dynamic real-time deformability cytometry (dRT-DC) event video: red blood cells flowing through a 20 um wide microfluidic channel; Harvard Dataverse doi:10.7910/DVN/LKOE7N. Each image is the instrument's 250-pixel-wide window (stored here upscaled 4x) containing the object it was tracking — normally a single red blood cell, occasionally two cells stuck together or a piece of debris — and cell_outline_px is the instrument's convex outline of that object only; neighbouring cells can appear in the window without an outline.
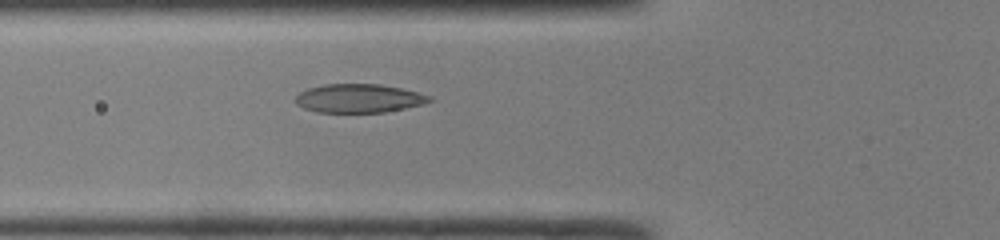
{"species": "common noctule bat (a hibernating species)", "species_latin": "Nyctalus noctula", "temperature_condition": "room temperature", "stored_images_in_passage": 42, "camera_frame_rate_fps": 3000, "um_per_image_px": 0.085, "animal": {"sex": "male", "body_mass_g": 19.0, "forearm_length_mm": 50.8}, "frame": {"image": 1, "passage_image": 12, "time_ms": 3.667, "image_size_px": [1000, 240], "cell_outline_px": [[432, 100], [424, 104], [384, 112], [316, 112], [304, 108], [296, 104], [296, 96], [300, 92], [308, 88], [324, 84], [380, 84], [400, 88], [416, 92], [428, 96]], "centroid_in_image_um": [30.46, 8.36], "position_along_channel_um": 95.3, "area_um2": 22.14}}
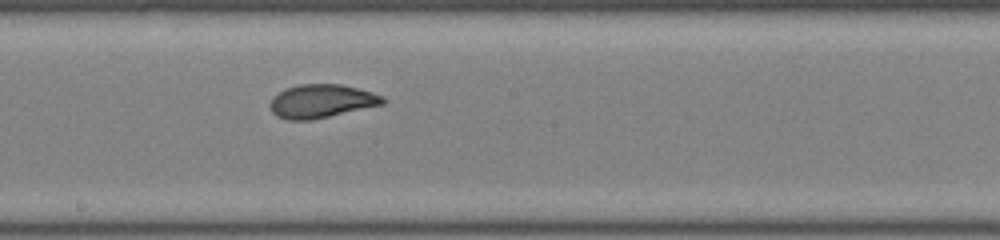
{"frame": {"image": 2, "passage_image": 21, "time_ms": 6.667, "image_size_px": [1000, 240], "cell_outline_px": [[388, 100], [384, 104], [312, 120], [288, 120], [276, 116], [272, 112], [272, 96], [284, 88], [300, 84], [340, 84], [372, 92], [384, 96]], "centroid_in_image_um": [27.34, 8.59], "position_along_channel_um": 220.9, "area_um2": 22.02}}
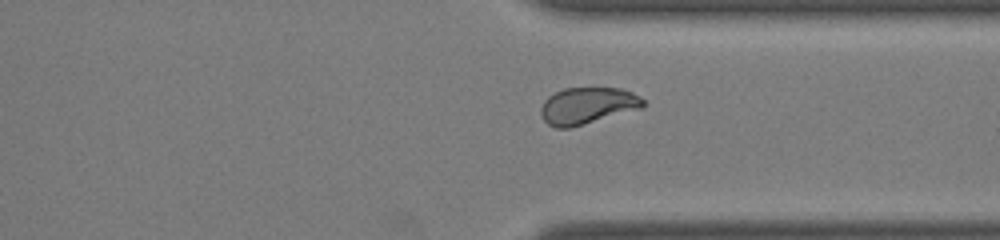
{"frame": {"image": 3, "passage_image": 31, "time_ms": 10.0, "image_size_px": [1000, 240], "cell_outline_px": [[644, 104], [640, 108], [568, 128], [556, 128], [548, 124], [540, 116], [540, 108], [544, 100], [548, 96], [564, 88], [620, 88], [632, 92], [640, 96], [644, 100]], "centroid_in_image_um": [49.88, 8.97], "position_along_channel_um": 361.5, "area_um2": 21.62}, "authors_computed_cell_mechanics": {"area_um2": 22.3975, "velocity_mm_per_s": 4.1938, "shape_relaxation_time_tau1_ms": 4.1077, "shape_relaxation_time_tau2_ms": 0.746, "deformation_change_tau1": 0.1594, "deformation_change_tau2": 0.0617}}